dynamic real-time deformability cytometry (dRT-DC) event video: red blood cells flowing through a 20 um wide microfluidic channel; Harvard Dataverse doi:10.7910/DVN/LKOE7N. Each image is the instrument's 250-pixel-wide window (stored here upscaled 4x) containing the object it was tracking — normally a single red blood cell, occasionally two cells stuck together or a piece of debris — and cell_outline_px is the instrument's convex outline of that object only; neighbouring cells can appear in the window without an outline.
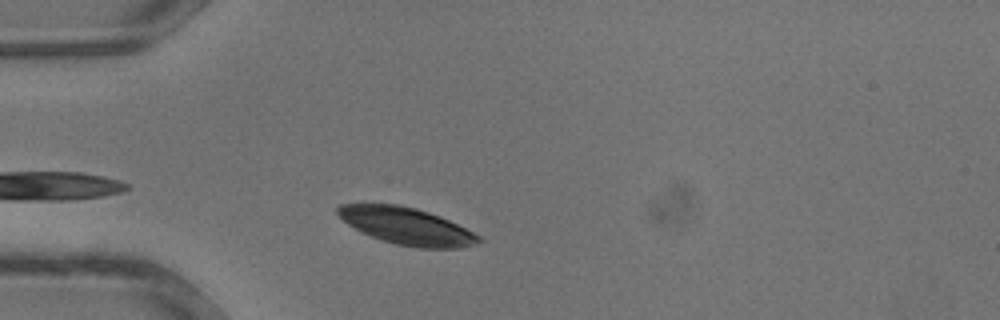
{"species": "common noctule bat (a hibernating species)", "species_latin": "Nyctalus noctula", "temperature_condition": "warm", "stored_images_in_passage": 27, "camera_frame_rate_fps": 3000, "um_per_image_px": 0.085, "animal": {"sex": "male", "body_mass_g": 13.3}, "frame": {"image": 1, "passage_image": 2, "time_ms": 0.333, "image_size_px": [1000, 320], "cell_outline_px": [[484, 240], [480, 244], [460, 248], [420, 248], [396, 244], [380, 240], [348, 224], [336, 212], [336, 208], [340, 204], [368, 200], [400, 204], [416, 208], [440, 216], [480, 236]], "centroid_in_image_um": [34.52, 19.17], "position_along_channel_um": 50.5, "area_um2": 31.1}}
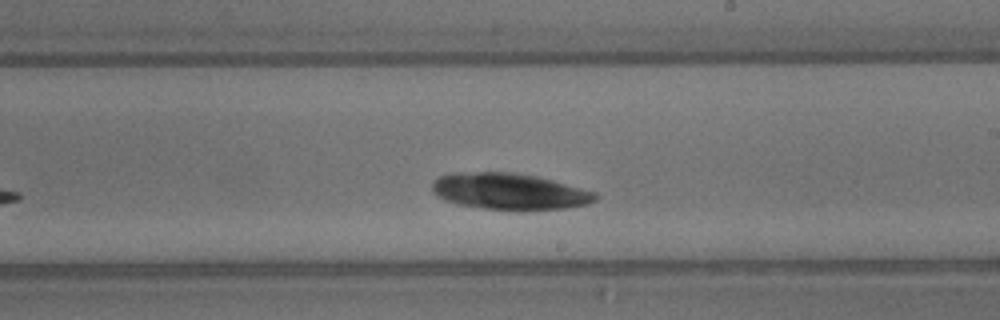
{"frame": {"image": 2, "passage_image": 13, "time_ms": 4.0, "image_size_px": [1000, 320], "cell_outline_px": [[600, 196], [596, 200], [588, 204], [564, 208], [520, 212], [516, 212], [484, 208], [456, 204], [444, 200], [436, 196], [432, 192], [432, 180], [440, 176], [452, 172], [512, 172], [536, 176], [552, 180], [596, 192]], "centroid_in_image_um": [43.28, 16.29], "position_along_channel_um": 245.7, "area_um2": 35.37}}
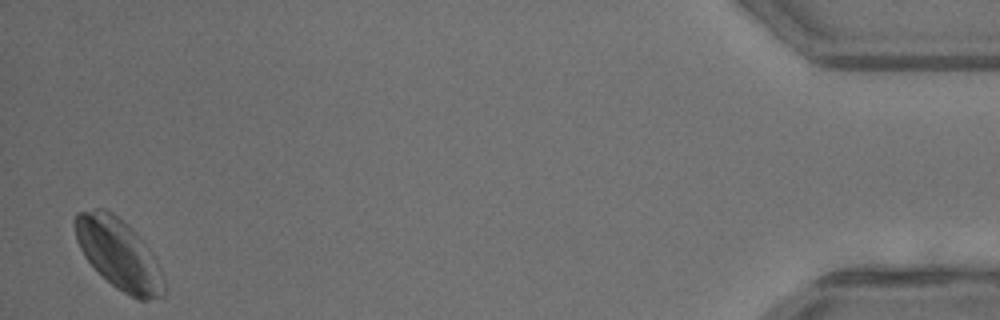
{"frame": {"image": 3, "passage_image": 27, "time_ms": 8.667, "image_size_px": [1000, 320], "cell_outline_px": [[164, 296], [148, 300], [140, 300], [116, 288], [84, 256], [76, 240], [72, 220], [76, 212], [96, 208], [104, 208], [112, 212], [132, 228], [136, 232], [156, 260], [160, 268], [164, 280]], "centroid_in_image_um": [10.07, 21.55], "position_along_channel_um": 425.1, "area_um2": 36.36}}